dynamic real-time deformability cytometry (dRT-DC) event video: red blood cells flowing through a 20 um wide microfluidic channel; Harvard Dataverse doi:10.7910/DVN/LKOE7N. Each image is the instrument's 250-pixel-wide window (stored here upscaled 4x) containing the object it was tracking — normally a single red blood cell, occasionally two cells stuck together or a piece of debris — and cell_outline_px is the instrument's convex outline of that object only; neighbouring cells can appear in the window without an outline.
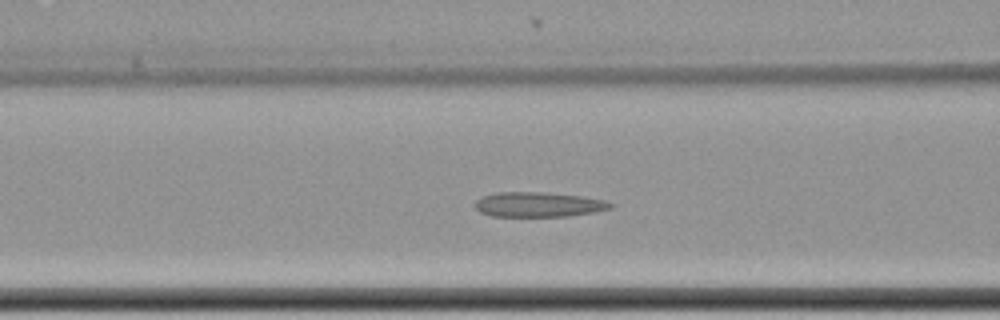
{"species": "common noctule bat (a hibernating species)", "species_latin": "Nyctalus noctula", "temperature_condition": "cold", "stored_images_in_passage": 56, "camera_frame_rate_fps": 3000, "um_per_image_px": 0.085, "animal": {"sex": "female", "body_mass_g": 22.7, "forearm_length_mm": 54.2}, "frame": {"image": 1, "passage_image": 20, "time_ms": 6.333, "image_size_px": [1000, 320], "cell_outline_px": [[616, 204], [612, 208], [592, 212], [564, 216], [492, 216], [480, 212], [476, 208], [476, 200], [480, 196], [496, 192], [548, 192], [580, 196], [604, 200]], "centroid_in_image_um": [45.75, 17.37], "position_along_channel_um": 120.8, "area_um2": 19.59}}
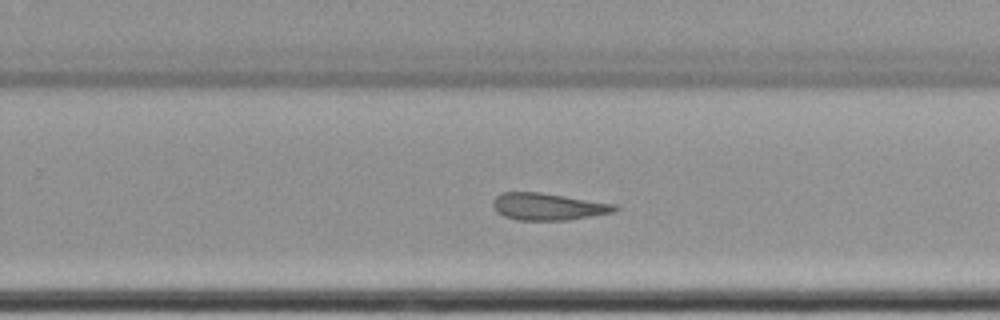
{"frame": {"image": 2, "passage_image": 34, "time_ms": 11.0, "image_size_px": [1000, 320], "cell_outline_px": [[620, 208], [616, 212], [568, 220], [516, 220], [504, 216], [496, 212], [492, 204], [492, 200], [500, 192], [540, 192], [616, 204]], "centroid_in_image_um": [46.58, 17.56], "position_along_channel_um": 283.2, "area_um2": 19.42}}
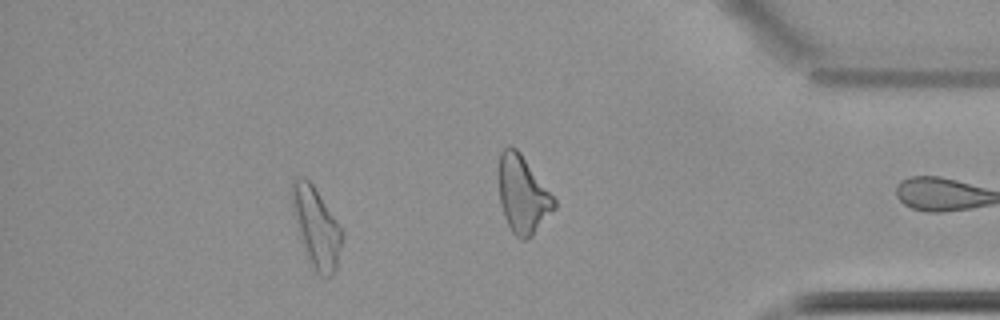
{"frame": {"image": 3, "passage_image": 49, "time_ms": 16.0, "image_size_px": [1000, 320], "cell_outline_px": [[344, 236], [336, 268], [332, 276], [320, 276], [316, 272], [308, 256], [296, 228], [288, 192], [292, 180], [300, 176], [304, 176], [312, 184], [344, 228]], "centroid_in_image_um": [26.88, 19.24], "position_along_channel_um": 408.3, "area_um2": 23.87}, "authors_computed_cell_mechanics": {"area_um2": 20.8658, "velocity_mm_per_s": 3.4819, "shape_relaxation_time_tau1_ms": null, "shape_relaxation_time_tau2_ms": 5.2753, "deformation_change_tau1": null, "deformation_change_tau2": 0.1588}}